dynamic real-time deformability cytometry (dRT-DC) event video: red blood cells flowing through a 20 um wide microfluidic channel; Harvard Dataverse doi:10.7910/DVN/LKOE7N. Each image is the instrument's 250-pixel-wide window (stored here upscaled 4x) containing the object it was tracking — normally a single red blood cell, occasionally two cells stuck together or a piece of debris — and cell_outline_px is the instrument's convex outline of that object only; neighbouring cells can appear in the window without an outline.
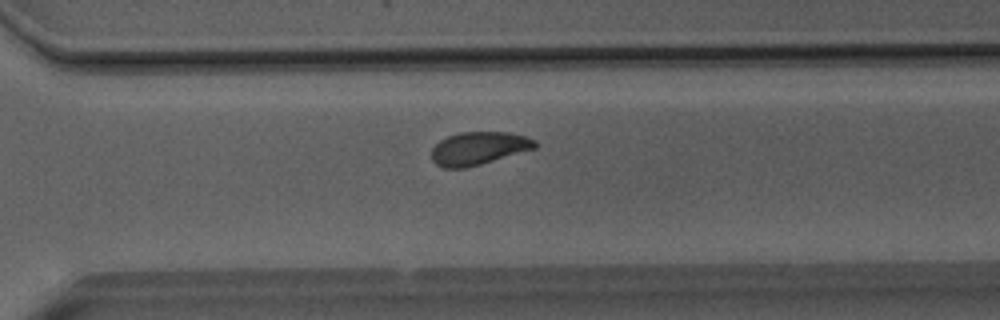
{"species": "Egyptian fruit bat (a non-hibernating species)", "species_latin": "Rousettus aegyptiacus", "temperature_condition": "room temperature", "stored_images_in_passage": 45, "camera_frame_rate_fps": 3000, "um_per_image_px": 0.085, "animal": {"sex": "male"}, "frame": {"image": 1, "passage_image": 30, "time_ms": 9.667, "image_size_px": [1000, 320], "cell_outline_px": [[540, 144], [536, 148], [480, 164], [464, 168], [444, 168], [436, 164], [432, 160], [432, 148], [440, 140], [448, 136], [460, 132], [512, 132], [536, 140]], "centroid_in_image_um": [40.7, 12.6], "position_along_channel_um": 329.9, "area_um2": 19.88}}
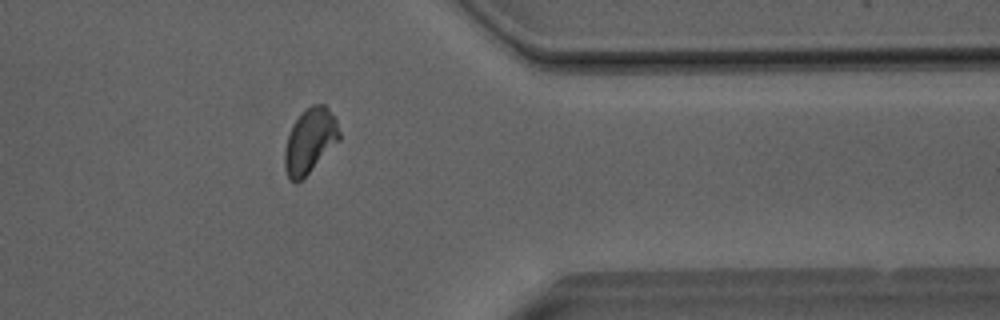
{"frame": {"image": 2, "passage_image": 35, "time_ms": 11.333, "image_size_px": [1000, 320], "cell_outline_px": [[340, 140], [296, 184], [288, 180], [284, 168], [284, 148], [292, 124], [312, 104], [324, 104], [328, 108], [336, 120], [340, 132]], "centroid_in_image_um": [26.32, 11.99], "position_along_channel_um": 385.1, "area_um2": 20.4}}
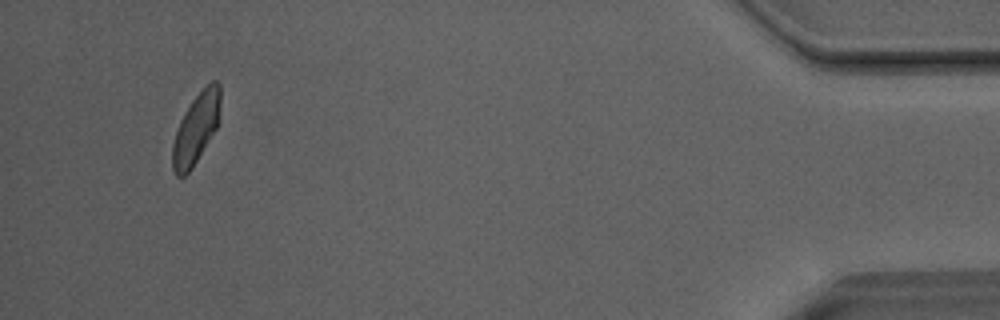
{"frame": {"image": 3, "passage_image": 42, "time_ms": 13.667, "image_size_px": [1000, 320], "cell_outline_px": [[220, 120], [216, 128], [192, 168], [184, 176], [176, 176], [172, 168], [172, 144], [180, 120], [184, 112], [192, 100], [212, 80], [216, 80], [220, 84]], "centroid_in_image_um": [16.67, 10.92], "position_along_channel_um": 418.5, "area_um2": 19.54}, "authors_computed_cell_mechanics": {"area_um2": 20.6346, "velocity_mm_per_s": 4.0272, "shape_relaxation_time_tau1_ms": 3.8505, "shape_relaxation_time_tau2_ms": 1.5322, "deformation_change_tau1": 0.1045, "deformation_change_tau2": 0.0552}}